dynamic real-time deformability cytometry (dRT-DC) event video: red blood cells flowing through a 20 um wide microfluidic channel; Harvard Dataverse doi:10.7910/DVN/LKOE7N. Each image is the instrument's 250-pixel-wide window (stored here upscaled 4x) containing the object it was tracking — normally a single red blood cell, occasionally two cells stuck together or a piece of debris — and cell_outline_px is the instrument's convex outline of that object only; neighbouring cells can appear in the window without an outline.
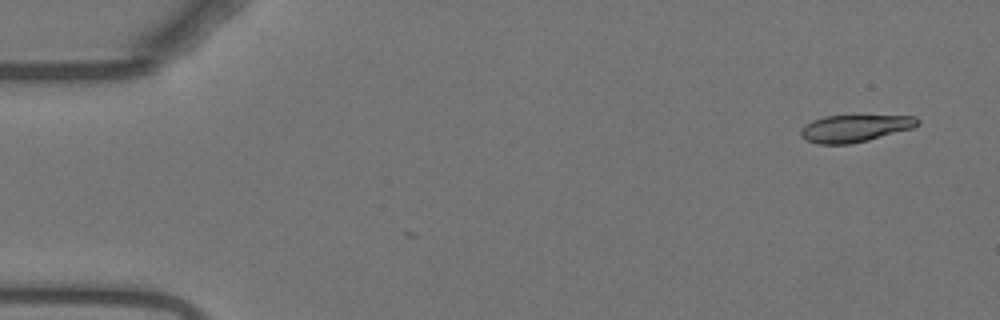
{"species": "Egyptian fruit bat (a non-hibernating species)", "species_latin": "Rousettus aegyptiacus", "temperature_condition": "warm", "stored_images_in_passage": 3, "camera_frame_rate_fps": 3000, "um_per_image_px": 0.085, "animal": {"sex": "female"}, "frame": {"image": 1, "passage_image": 3, "time_ms": 0.667, "image_size_px": [1000, 320], "cell_outline_px": [[920, 124], [912, 128], [868, 140], [848, 144], [820, 144], [808, 140], [800, 136], [800, 128], [812, 120], [824, 116], [916, 116], [920, 120]], "centroid_in_image_um": [72.65, 10.9], "position_along_channel_um": 12.4, "area_um2": 18.32}}